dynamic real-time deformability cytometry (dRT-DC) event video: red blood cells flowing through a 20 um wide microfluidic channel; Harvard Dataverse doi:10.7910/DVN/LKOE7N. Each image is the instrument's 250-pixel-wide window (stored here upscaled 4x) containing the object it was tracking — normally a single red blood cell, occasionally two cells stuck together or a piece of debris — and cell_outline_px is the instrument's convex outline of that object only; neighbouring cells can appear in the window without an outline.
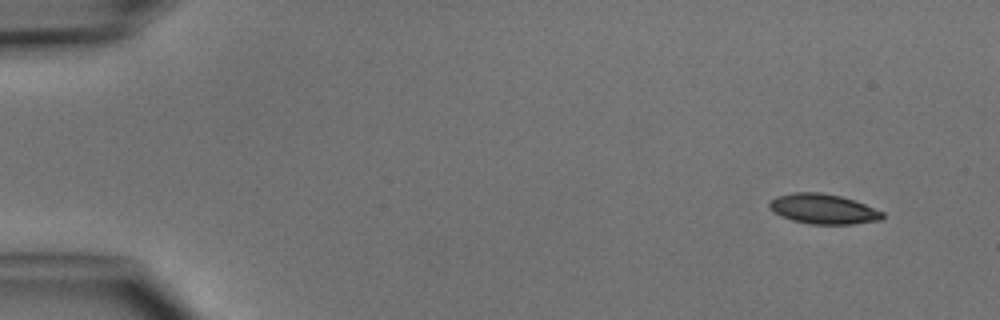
{"species": "common noctule bat (a hibernating species)", "species_latin": "Nyctalus noctula", "temperature_condition": "cold", "stored_images_in_passage": 5, "camera_frame_rate_fps": 3000, "um_per_image_px": 0.085, "animal": {"sex": "male", "body_mass_g": 15.6}, "frame": {"image": 1, "passage_image": 1, "time_ms": 0.0, "image_size_px": [1000, 320], "cell_outline_px": [[884, 216], [880, 220], [852, 224], [808, 224], [792, 220], [772, 212], [768, 204], [776, 196], [792, 192], [820, 192], [840, 196], [864, 204], [884, 212]], "centroid_in_image_um": [69.95, 17.76], "position_along_channel_um": 15.1, "area_um2": 19.71}}